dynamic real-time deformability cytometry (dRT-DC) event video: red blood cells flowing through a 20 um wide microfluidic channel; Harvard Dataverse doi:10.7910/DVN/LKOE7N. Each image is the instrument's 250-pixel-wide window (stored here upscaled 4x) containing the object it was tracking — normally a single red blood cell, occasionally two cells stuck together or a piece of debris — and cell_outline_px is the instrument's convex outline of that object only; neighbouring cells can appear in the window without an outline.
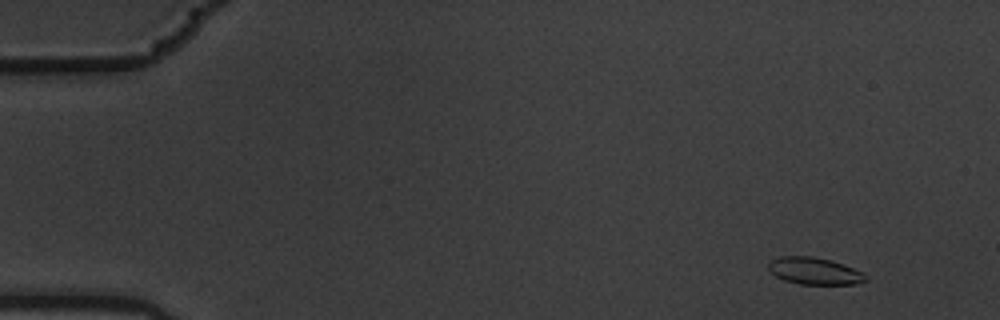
{"species": "common noctule bat (a hibernating species)", "species_latin": "Nyctalus noctula", "temperature_condition": "warm", "stored_images_in_passage": 5, "camera_frame_rate_fps": 3000, "um_per_image_px": 0.085, "animal": {"sex": "male", "body_mass_g": 19.5, "forearm_length_mm": 54.6}, "frame": {"image": 1, "passage_image": 2, "time_ms": 0.333, "image_size_px": [1000, 320], "cell_outline_px": [[868, 280], [856, 284], [800, 284], [784, 280], [776, 276], [768, 268], [768, 264], [772, 260], [780, 256], [812, 256], [832, 260], [852, 268], [868, 276]], "centroid_in_image_um": [69.23, 23.03], "position_along_channel_um": 15.8, "area_um2": 15.2}}
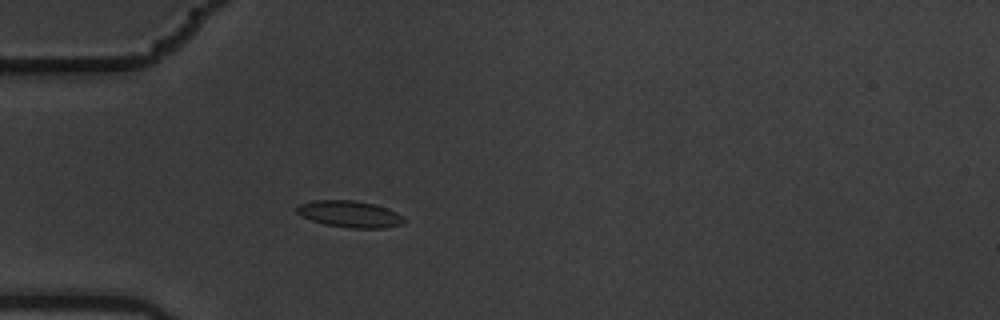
{"frame": {"image": 2, "passage_image": 5, "time_ms": 1.333, "image_size_px": [1000, 320], "cell_outline_px": [[408, 220], [404, 224], [384, 228], [348, 228], [324, 224], [312, 220], [296, 212], [296, 208], [300, 204], [312, 200], [352, 200], [372, 204], [388, 208], [404, 216]], "centroid_in_image_um": [29.79, 18.2], "position_along_channel_um": 55.2, "area_um2": 16.7}}